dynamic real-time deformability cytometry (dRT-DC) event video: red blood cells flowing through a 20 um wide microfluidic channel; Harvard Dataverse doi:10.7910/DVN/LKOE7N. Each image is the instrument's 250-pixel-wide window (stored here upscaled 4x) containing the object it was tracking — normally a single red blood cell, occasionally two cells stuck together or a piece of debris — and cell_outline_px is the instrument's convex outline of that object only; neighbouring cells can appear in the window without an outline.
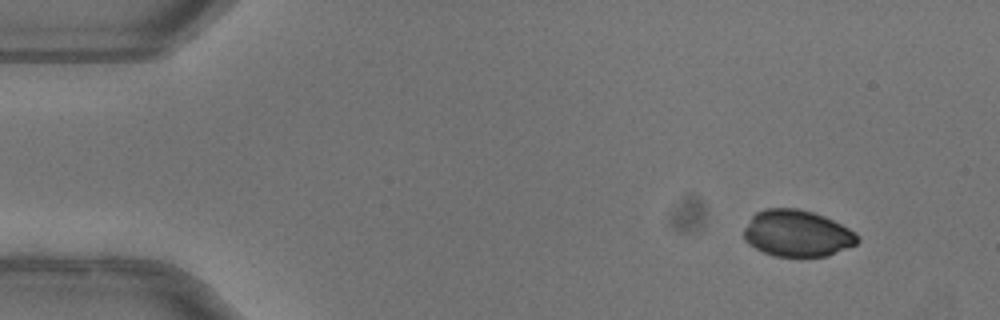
{"species": "common noctule bat (a hibernating species)", "species_latin": "Nyctalus noctula", "temperature_condition": "warm", "stored_images_in_passage": 47, "camera_frame_rate_fps": 3000, "um_per_image_px": 0.085, "animal": {"sex": "female"}, "frame": {"image": 1, "passage_image": 1, "time_ms": 0.0, "image_size_px": [1000, 320], "cell_outline_px": [[860, 240], [856, 244], [828, 256], [776, 256], [764, 252], [748, 244], [744, 240], [744, 228], [752, 216], [756, 212], [764, 208], [796, 208], [812, 212], [824, 216], [856, 232]], "centroid_in_image_um": [67.75, 19.83], "position_along_channel_um": 17.3, "area_um2": 30.75}}
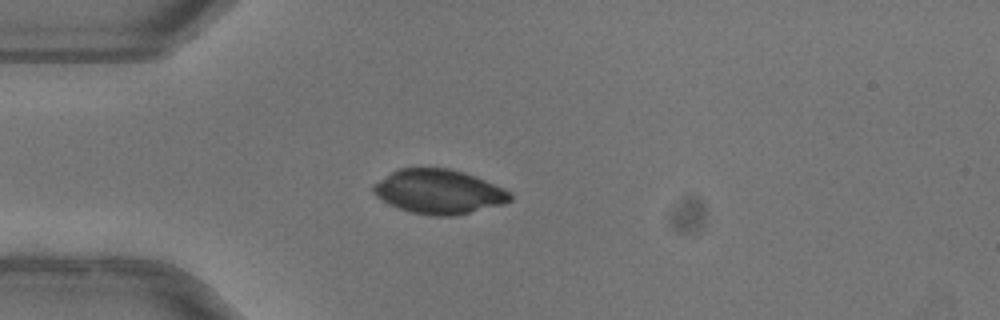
{"frame": {"image": 2, "passage_image": 10, "time_ms": 3.0, "image_size_px": [1000, 320], "cell_outline_px": [[512, 200], [504, 204], [452, 216], [432, 216], [412, 212], [400, 208], [376, 196], [372, 192], [372, 184], [392, 172], [400, 168], [448, 168], [464, 172], [476, 176], [504, 188], [512, 192]], "centroid_in_image_um": [37.33, 16.28], "position_along_channel_um": 47.7, "area_um2": 35.2}}